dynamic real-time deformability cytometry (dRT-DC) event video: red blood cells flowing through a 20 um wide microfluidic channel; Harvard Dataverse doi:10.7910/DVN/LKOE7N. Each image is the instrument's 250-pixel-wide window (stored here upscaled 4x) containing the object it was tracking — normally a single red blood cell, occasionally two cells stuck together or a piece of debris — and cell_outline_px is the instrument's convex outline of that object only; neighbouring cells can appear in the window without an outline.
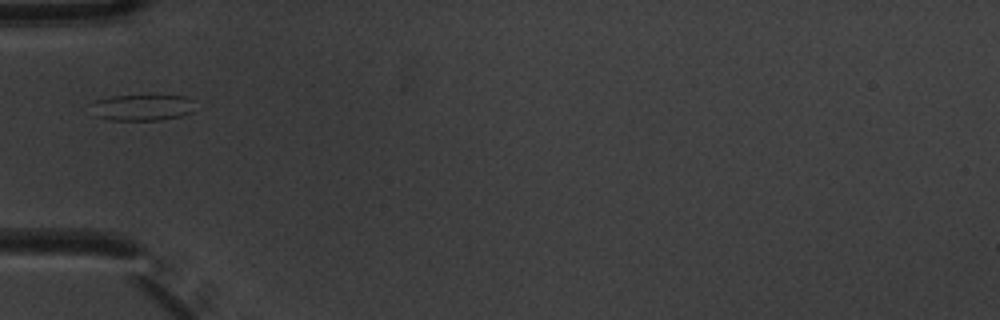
{"species": "common noctule bat (a hibernating species)", "species_latin": "Nyctalus noctula", "temperature_condition": "warm", "stored_images_in_passage": 1, "camera_frame_rate_fps": 3000, "um_per_image_px": 0.085, "animal": {"sex": "male", "body_mass_g": 20.1, "forearm_length_mm": 53.5}, "frame": {"image": 1, "passage_image": 1, "time_ms": 0.0, "image_size_px": [1000, 320], "cell_outline_px": [[196, 100], [192, 112], [180, 116], [164, 120], [112, 120], [92, 116], [88, 104], [96, 100], [112, 96], [188, 96]], "centroid_in_image_um": [12.05, 9.14], "position_along_channel_um": 72.9, "area_um2": 16.3}}